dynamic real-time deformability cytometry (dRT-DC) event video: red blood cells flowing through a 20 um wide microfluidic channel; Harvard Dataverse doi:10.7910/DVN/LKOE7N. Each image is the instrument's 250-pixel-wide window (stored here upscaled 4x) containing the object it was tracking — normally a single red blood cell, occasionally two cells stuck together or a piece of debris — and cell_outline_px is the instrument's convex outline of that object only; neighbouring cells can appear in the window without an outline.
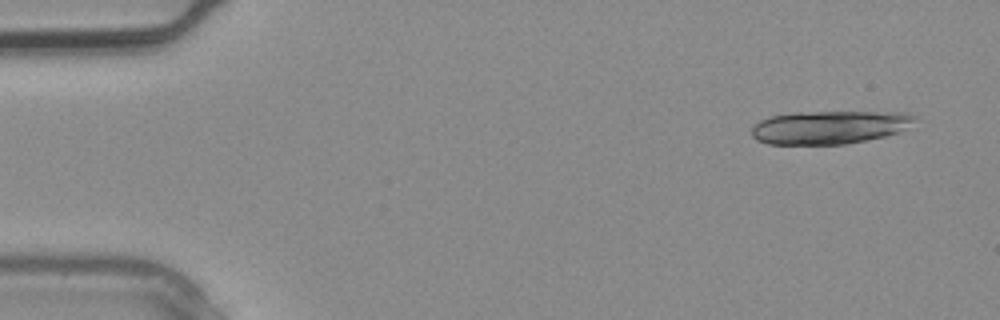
{"species": "common noctule bat (a hibernating species)", "species_latin": "Nyctalus noctula", "temperature_condition": "warm", "stored_images_in_passage": 2, "camera_frame_rate_fps": 3000, "um_per_image_px": 0.085, "animal": {"sex": "male", "body_mass_g": 20.4}, "frame": {"image": 1, "passage_image": 1, "time_ms": 0.0, "image_size_px": [1000, 320], "cell_outline_px": [[916, 116], [900, 132], [884, 136], [844, 144], [768, 144], [756, 140], [752, 136], [752, 128], [760, 120], [772, 116], [792, 112], [908, 112]], "centroid_in_image_um": [70.46, 10.81], "position_along_channel_um": 14.5, "area_um2": 31.33}}